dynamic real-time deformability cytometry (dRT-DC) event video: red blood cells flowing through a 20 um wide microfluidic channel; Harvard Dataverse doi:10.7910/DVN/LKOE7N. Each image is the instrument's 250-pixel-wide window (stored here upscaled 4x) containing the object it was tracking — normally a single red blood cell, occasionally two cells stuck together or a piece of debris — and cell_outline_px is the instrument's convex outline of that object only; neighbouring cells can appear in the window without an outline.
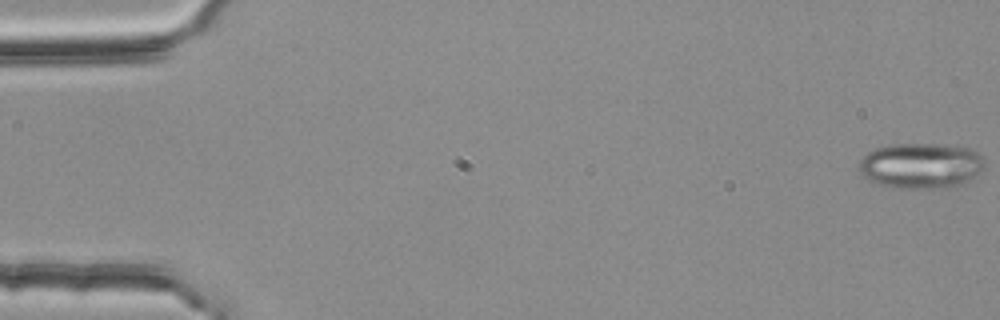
{"species": "common noctule bat (a hibernating species)", "species_latin": "Nyctalus noctula", "temperature_condition": "room temperature", "stored_images_in_passage": 55, "camera_frame_rate_fps": 3000, "um_per_image_px": 0.085, "animal": {"sex": "female", "body_mass_g": 25.1}, "frame": {"image": 1, "passage_image": 1, "time_ms": 0.0, "image_size_px": [1000, 320], "cell_outline_px": [[984, 164], [964, 184], [952, 188], [892, 188], [876, 184], [868, 180], [860, 172], [860, 160], [868, 152], [876, 148], [892, 144], [936, 144], [968, 148], [976, 152], [984, 160]], "centroid_in_image_um": [78.23, 14.1], "position_along_channel_um": 6.8, "area_um2": 33.18}}
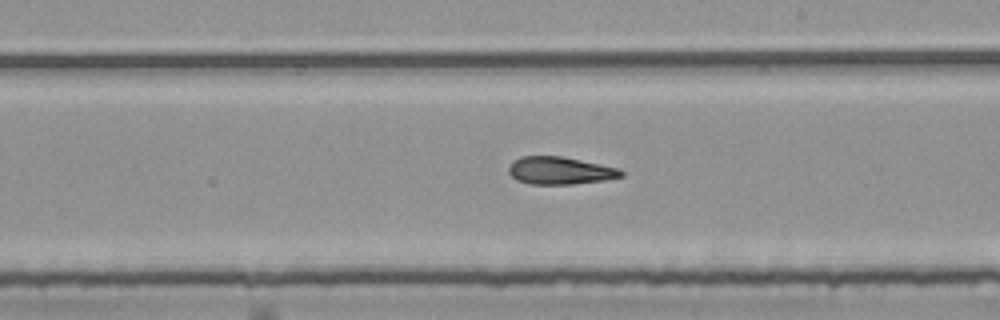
{"frame": {"image": 2, "passage_image": 32, "time_ms": 10.333, "image_size_px": [1000, 320], "cell_outline_px": [[624, 176], [608, 180], [572, 184], [532, 184], [516, 180], [508, 172], [508, 168], [520, 156], [560, 156], [620, 168], [624, 172]], "centroid_in_image_um": [47.65, 14.51], "position_along_channel_um": 241.4, "area_um2": 18.03}}
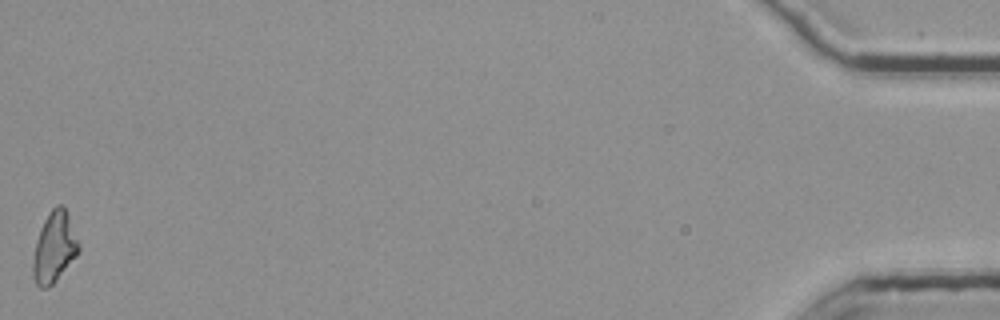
{"frame": {"image": 3, "passage_image": 55, "time_ms": 18.0, "image_size_px": [1000, 320], "cell_outline_px": [[80, 252], [56, 280], [48, 288], [40, 288], [36, 284], [32, 276], [32, 260], [36, 240], [40, 228], [48, 212], [56, 204], [60, 204], [64, 208], [68, 216], [80, 244]], "centroid_in_image_um": [4.6, 21.04], "position_along_channel_um": 430.6, "area_um2": 18.9}}